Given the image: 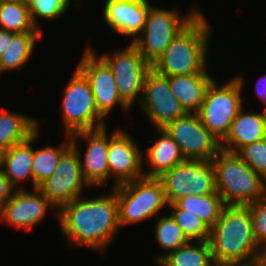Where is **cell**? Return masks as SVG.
<instances>
[{"mask_svg": "<svg viewBox=\"0 0 266 266\" xmlns=\"http://www.w3.org/2000/svg\"><path fill=\"white\" fill-rule=\"evenodd\" d=\"M57 219L70 245L107 250L120 230L115 188L105 196L89 199L80 196L63 205Z\"/></svg>", "mask_w": 266, "mask_h": 266, "instance_id": "obj_1", "label": "cell"}, {"mask_svg": "<svg viewBox=\"0 0 266 266\" xmlns=\"http://www.w3.org/2000/svg\"><path fill=\"white\" fill-rule=\"evenodd\" d=\"M208 241L216 266L255 265L260 247L247 206L226 205L210 229Z\"/></svg>", "mask_w": 266, "mask_h": 266, "instance_id": "obj_2", "label": "cell"}, {"mask_svg": "<svg viewBox=\"0 0 266 266\" xmlns=\"http://www.w3.org/2000/svg\"><path fill=\"white\" fill-rule=\"evenodd\" d=\"M202 11L181 31L156 60L151 68L161 76L169 77L208 73L207 48L211 28Z\"/></svg>", "mask_w": 266, "mask_h": 266, "instance_id": "obj_3", "label": "cell"}, {"mask_svg": "<svg viewBox=\"0 0 266 266\" xmlns=\"http://www.w3.org/2000/svg\"><path fill=\"white\" fill-rule=\"evenodd\" d=\"M211 161L215 189L225 205L246 206L266 200V178L254 172L237 153L220 150Z\"/></svg>", "mask_w": 266, "mask_h": 266, "instance_id": "obj_4", "label": "cell"}, {"mask_svg": "<svg viewBox=\"0 0 266 266\" xmlns=\"http://www.w3.org/2000/svg\"><path fill=\"white\" fill-rule=\"evenodd\" d=\"M243 79H233L218 86L215 79L209 84L197 113L207 130L221 143L228 135L231 123L244 107L242 99Z\"/></svg>", "mask_w": 266, "mask_h": 266, "instance_id": "obj_5", "label": "cell"}, {"mask_svg": "<svg viewBox=\"0 0 266 266\" xmlns=\"http://www.w3.org/2000/svg\"><path fill=\"white\" fill-rule=\"evenodd\" d=\"M114 188L120 228L155 217L162 208L168 207L164 185L159 178L143 177Z\"/></svg>", "mask_w": 266, "mask_h": 266, "instance_id": "obj_6", "label": "cell"}, {"mask_svg": "<svg viewBox=\"0 0 266 266\" xmlns=\"http://www.w3.org/2000/svg\"><path fill=\"white\" fill-rule=\"evenodd\" d=\"M183 16L175 10L151 6L147 14L144 29L132 43L138 48L144 59L152 66L164 53L173 38L181 32L199 13L196 5Z\"/></svg>", "mask_w": 266, "mask_h": 266, "instance_id": "obj_7", "label": "cell"}, {"mask_svg": "<svg viewBox=\"0 0 266 266\" xmlns=\"http://www.w3.org/2000/svg\"><path fill=\"white\" fill-rule=\"evenodd\" d=\"M63 96L61 114L67 136L106 126L105 118L97 110L89 80L78 68L64 88Z\"/></svg>", "mask_w": 266, "mask_h": 266, "instance_id": "obj_8", "label": "cell"}, {"mask_svg": "<svg viewBox=\"0 0 266 266\" xmlns=\"http://www.w3.org/2000/svg\"><path fill=\"white\" fill-rule=\"evenodd\" d=\"M70 141L71 145L62 153L53 175L38 187L55 209L57 208L54 212L56 217L58 208L83 196L84 187H90L82 175L81 154L76 142L78 140Z\"/></svg>", "mask_w": 266, "mask_h": 266, "instance_id": "obj_9", "label": "cell"}, {"mask_svg": "<svg viewBox=\"0 0 266 266\" xmlns=\"http://www.w3.org/2000/svg\"><path fill=\"white\" fill-rule=\"evenodd\" d=\"M159 179L164 185L168 205L187 195L216 192L212 161L185 160L166 171Z\"/></svg>", "mask_w": 266, "mask_h": 266, "instance_id": "obj_10", "label": "cell"}, {"mask_svg": "<svg viewBox=\"0 0 266 266\" xmlns=\"http://www.w3.org/2000/svg\"><path fill=\"white\" fill-rule=\"evenodd\" d=\"M111 68L122 101L131 108L142 100L144 79L151 65L131 42L123 50L100 56ZM136 100V101H135Z\"/></svg>", "mask_w": 266, "mask_h": 266, "instance_id": "obj_11", "label": "cell"}, {"mask_svg": "<svg viewBox=\"0 0 266 266\" xmlns=\"http://www.w3.org/2000/svg\"><path fill=\"white\" fill-rule=\"evenodd\" d=\"M179 145L186 160L211 161L220 142L207 130L198 114H186L164 128Z\"/></svg>", "mask_w": 266, "mask_h": 266, "instance_id": "obj_12", "label": "cell"}, {"mask_svg": "<svg viewBox=\"0 0 266 266\" xmlns=\"http://www.w3.org/2000/svg\"><path fill=\"white\" fill-rule=\"evenodd\" d=\"M139 106L156 129H164L169 123L187 114L172 94L168 79L152 68L145 76Z\"/></svg>", "mask_w": 266, "mask_h": 266, "instance_id": "obj_13", "label": "cell"}, {"mask_svg": "<svg viewBox=\"0 0 266 266\" xmlns=\"http://www.w3.org/2000/svg\"><path fill=\"white\" fill-rule=\"evenodd\" d=\"M77 68L89 80L97 110L105 119L117 104L124 111L130 109L120 98L111 68L91 47L85 48Z\"/></svg>", "mask_w": 266, "mask_h": 266, "instance_id": "obj_14", "label": "cell"}, {"mask_svg": "<svg viewBox=\"0 0 266 266\" xmlns=\"http://www.w3.org/2000/svg\"><path fill=\"white\" fill-rule=\"evenodd\" d=\"M108 164L109 178H115L112 187L145 177L143 152L134 139L120 128L109 136Z\"/></svg>", "mask_w": 266, "mask_h": 266, "instance_id": "obj_15", "label": "cell"}, {"mask_svg": "<svg viewBox=\"0 0 266 266\" xmlns=\"http://www.w3.org/2000/svg\"><path fill=\"white\" fill-rule=\"evenodd\" d=\"M49 207L55 208L38 188L27 191L20 187L2 207L0 220L26 231L44 220Z\"/></svg>", "mask_w": 266, "mask_h": 266, "instance_id": "obj_16", "label": "cell"}, {"mask_svg": "<svg viewBox=\"0 0 266 266\" xmlns=\"http://www.w3.org/2000/svg\"><path fill=\"white\" fill-rule=\"evenodd\" d=\"M106 126L70 135L71 139L86 140L87 148L84 160L81 159V170L84 179L91 187H103L109 180L108 148L109 134Z\"/></svg>", "mask_w": 266, "mask_h": 266, "instance_id": "obj_17", "label": "cell"}, {"mask_svg": "<svg viewBox=\"0 0 266 266\" xmlns=\"http://www.w3.org/2000/svg\"><path fill=\"white\" fill-rule=\"evenodd\" d=\"M150 7L148 0H106L103 19L111 31L134 40L144 29Z\"/></svg>", "mask_w": 266, "mask_h": 266, "instance_id": "obj_18", "label": "cell"}, {"mask_svg": "<svg viewBox=\"0 0 266 266\" xmlns=\"http://www.w3.org/2000/svg\"><path fill=\"white\" fill-rule=\"evenodd\" d=\"M266 138V110L244 113L242 107L231 123L228 135L220 143V149L237 153L245 145Z\"/></svg>", "mask_w": 266, "mask_h": 266, "instance_id": "obj_19", "label": "cell"}, {"mask_svg": "<svg viewBox=\"0 0 266 266\" xmlns=\"http://www.w3.org/2000/svg\"><path fill=\"white\" fill-rule=\"evenodd\" d=\"M159 138L145 150L143 154V165L150 167L144 171L146 178H159L166 171L171 170L175 165L185 161L179 145L168 134L165 129H157Z\"/></svg>", "mask_w": 266, "mask_h": 266, "instance_id": "obj_20", "label": "cell"}, {"mask_svg": "<svg viewBox=\"0 0 266 266\" xmlns=\"http://www.w3.org/2000/svg\"><path fill=\"white\" fill-rule=\"evenodd\" d=\"M172 94L188 114H197L205 92L213 78L209 73H196L166 77Z\"/></svg>", "mask_w": 266, "mask_h": 266, "instance_id": "obj_21", "label": "cell"}, {"mask_svg": "<svg viewBox=\"0 0 266 266\" xmlns=\"http://www.w3.org/2000/svg\"><path fill=\"white\" fill-rule=\"evenodd\" d=\"M38 134L39 129L28 140L16 144L4 152L2 170L14 190H17V186L21 182H25L29 177L31 178L32 188L34 189L32 143L36 141Z\"/></svg>", "mask_w": 266, "mask_h": 266, "instance_id": "obj_22", "label": "cell"}, {"mask_svg": "<svg viewBox=\"0 0 266 266\" xmlns=\"http://www.w3.org/2000/svg\"><path fill=\"white\" fill-rule=\"evenodd\" d=\"M37 130L36 119L0 108V149L4 152L28 140Z\"/></svg>", "mask_w": 266, "mask_h": 266, "instance_id": "obj_23", "label": "cell"}, {"mask_svg": "<svg viewBox=\"0 0 266 266\" xmlns=\"http://www.w3.org/2000/svg\"><path fill=\"white\" fill-rule=\"evenodd\" d=\"M42 35L43 32L14 33L10 44L0 56V71H19L30 60L36 41Z\"/></svg>", "mask_w": 266, "mask_h": 266, "instance_id": "obj_24", "label": "cell"}, {"mask_svg": "<svg viewBox=\"0 0 266 266\" xmlns=\"http://www.w3.org/2000/svg\"><path fill=\"white\" fill-rule=\"evenodd\" d=\"M175 204L186 213H194L211 229L218 221L226 206L220 194L187 195L178 199Z\"/></svg>", "mask_w": 266, "mask_h": 266, "instance_id": "obj_25", "label": "cell"}, {"mask_svg": "<svg viewBox=\"0 0 266 266\" xmlns=\"http://www.w3.org/2000/svg\"><path fill=\"white\" fill-rule=\"evenodd\" d=\"M0 29L13 33L43 32L34 25L25 0L0 1Z\"/></svg>", "mask_w": 266, "mask_h": 266, "instance_id": "obj_26", "label": "cell"}, {"mask_svg": "<svg viewBox=\"0 0 266 266\" xmlns=\"http://www.w3.org/2000/svg\"><path fill=\"white\" fill-rule=\"evenodd\" d=\"M190 241L167 254L158 266H216L209 241Z\"/></svg>", "mask_w": 266, "mask_h": 266, "instance_id": "obj_27", "label": "cell"}, {"mask_svg": "<svg viewBox=\"0 0 266 266\" xmlns=\"http://www.w3.org/2000/svg\"><path fill=\"white\" fill-rule=\"evenodd\" d=\"M68 137V142L62 143L57 147L47 146L38 150L33 148L32 172L34 189L38 188L53 175L62 153L71 145L70 135Z\"/></svg>", "mask_w": 266, "mask_h": 266, "instance_id": "obj_28", "label": "cell"}, {"mask_svg": "<svg viewBox=\"0 0 266 266\" xmlns=\"http://www.w3.org/2000/svg\"><path fill=\"white\" fill-rule=\"evenodd\" d=\"M157 219L158 221L155 224V239L158 245L161 246V249L168 252L154 258V263L156 264L167 254L190 242L171 215L160 218L157 216Z\"/></svg>", "mask_w": 266, "mask_h": 266, "instance_id": "obj_29", "label": "cell"}, {"mask_svg": "<svg viewBox=\"0 0 266 266\" xmlns=\"http://www.w3.org/2000/svg\"><path fill=\"white\" fill-rule=\"evenodd\" d=\"M171 216L180 226L181 230L191 242L208 241L210 237V228L194 213H186L181 210L175 203L169 204Z\"/></svg>", "mask_w": 266, "mask_h": 266, "instance_id": "obj_30", "label": "cell"}, {"mask_svg": "<svg viewBox=\"0 0 266 266\" xmlns=\"http://www.w3.org/2000/svg\"><path fill=\"white\" fill-rule=\"evenodd\" d=\"M27 3L32 21L40 29L37 18L54 20L61 17L69 9L71 0H28Z\"/></svg>", "mask_w": 266, "mask_h": 266, "instance_id": "obj_31", "label": "cell"}, {"mask_svg": "<svg viewBox=\"0 0 266 266\" xmlns=\"http://www.w3.org/2000/svg\"><path fill=\"white\" fill-rule=\"evenodd\" d=\"M237 155L261 177L266 178V138L245 145Z\"/></svg>", "mask_w": 266, "mask_h": 266, "instance_id": "obj_32", "label": "cell"}, {"mask_svg": "<svg viewBox=\"0 0 266 266\" xmlns=\"http://www.w3.org/2000/svg\"><path fill=\"white\" fill-rule=\"evenodd\" d=\"M249 208L253 234L259 247L266 245V200L246 205Z\"/></svg>", "mask_w": 266, "mask_h": 266, "instance_id": "obj_33", "label": "cell"}, {"mask_svg": "<svg viewBox=\"0 0 266 266\" xmlns=\"http://www.w3.org/2000/svg\"><path fill=\"white\" fill-rule=\"evenodd\" d=\"M13 187L10 185L5 173L0 169V211L5 203L11 198L13 194Z\"/></svg>", "mask_w": 266, "mask_h": 266, "instance_id": "obj_34", "label": "cell"}, {"mask_svg": "<svg viewBox=\"0 0 266 266\" xmlns=\"http://www.w3.org/2000/svg\"><path fill=\"white\" fill-rule=\"evenodd\" d=\"M259 79L261 80L256 82V95L266 104V74Z\"/></svg>", "mask_w": 266, "mask_h": 266, "instance_id": "obj_35", "label": "cell"}, {"mask_svg": "<svg viewBox=\"0 0 266 266\" xmlns=\"http://www.w3.org/2000/svg\"><path fill=\"white\" fill-rule=\"evenodd\" d=\"M13 34V32L0 29V56L10 44Z\"/></svg>", "mask_w": 266, "mask_h": 266, "instance_id": "obj_36", "label": "cell"}, {"mask_svg": "<svg viewBox=\"0 0 266 266\" xmlns=\"http://www.w3.org/2000/svg\"><path fill=\"white\" fill-rule=\"evenodd\" d=\"M254 266H266V245L260 247Z\"/></svg>", "mask_w": 266, "mask_h": 266, "instance_id": "obj_37", "label": "cell"}, {"mask_svg": "<svg viewBox=\"0 0 266 266\" xmlns=\"http://www.w3.org/2000/svg\"><path fill=\"white\" fill-rule=\"evenodd\" d=\"M3 155L4 151L0 149V169H2L3 166Z\"/></svg>", "mask_w": 266, "mask_h": 266, "instance_id": "obj_38", "label": "cell"}]
</instances>
